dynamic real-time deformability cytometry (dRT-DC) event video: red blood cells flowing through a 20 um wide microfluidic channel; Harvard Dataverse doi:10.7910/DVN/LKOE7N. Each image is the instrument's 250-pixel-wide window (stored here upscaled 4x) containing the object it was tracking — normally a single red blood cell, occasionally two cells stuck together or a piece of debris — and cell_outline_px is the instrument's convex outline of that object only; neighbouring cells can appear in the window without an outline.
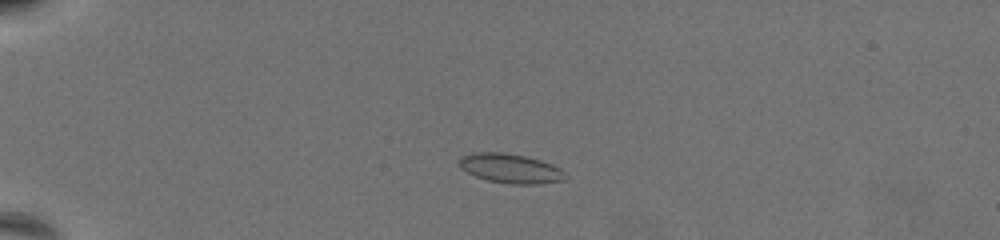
{"species": "common noctule bat (a hibernating species)", "species_latin": "Nyctalus noctula", "temperature_condition": "warm", "stored_images_in_passage": 45, "camera_frame_rate_fps": 3000, "um_per_image_px": 0.085, "animal": {"sex": "female", "body_mass_g": 19.5, "forearm_length_mm": 54.1}, "frame": {"image": 1, "passage_image": 2, "time_ms": 0.333, "image_size_px": [1000, 240], "cell_outline_px": [[568, 176], [564, 180], [540, 184], [512, 184], [488, 180], [476, 176], [460, 168], [456, 160], [460, 156], [472, 152], [504, 152], [524, 156], [540, 160], [552, 164], [560, 168]], "centroid_in_image_um": [43.36, 14.3], "position_along_channel_um": 41.6, "area_um2": 18.38}}
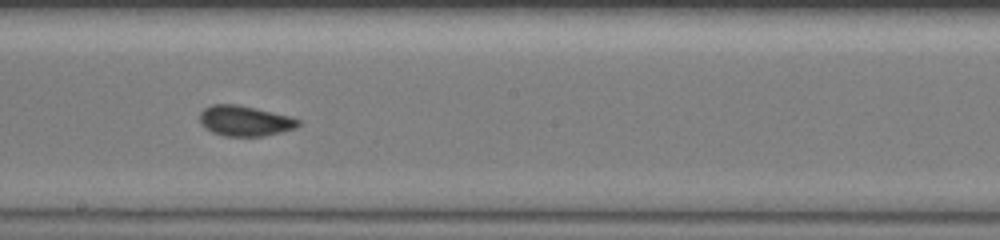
{"frame": {"image": 2, "passage_image": 22, "time_ms": 7.0, "image_size_px": [1000, 240], "cell_outline_px": [[300, 124], [296, 128], [264, 136], [224, 136], [212, 132], [204, 128], [200, 124], [200, 112], [204, 108], [212, 104], [236, 104], [288, 116], [300, 120]], "centroid_in_image_um": [20.76, 10.28], "position_along_channel_um": 227.4, "area_um2": 17.34}}
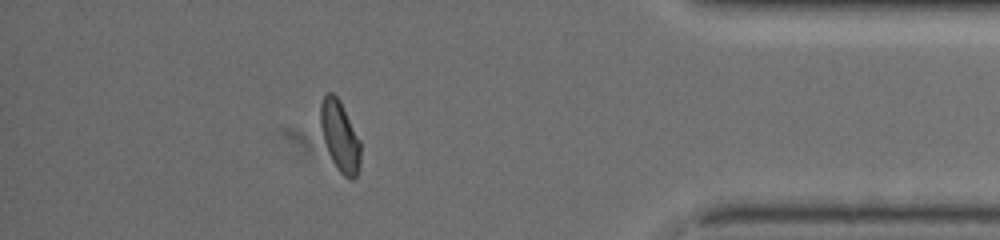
{"frame": {"image": 3, "passage_image": 39, "time_ms": 12.667, "image_size_px": [1000, 240], "cell_outline_px": [[360, 168], [356, 176], [352, 180], [344, 176], [336, 168], [328, 152], [320, 128], [320, 104], [324, 96], [328, 92], [332, 92], [340, 100], [360, 140]], "centroid_in_image_um": [28.89, 11.59], "position_along_channel_um": 406.3, "area_um2": 16.53}, "authors_computed_cell_mechanics": {"area_um2": 17.051, "velocity_mm_per_s": 3.6744, "shape_relaxation_time_tau1_ms": 5.5634, "shape_relaxation_time_tau2_ms": 0.9945, "deformation_change_tau1": 0.1568, "deformation_change_tau2": 0.0599}}